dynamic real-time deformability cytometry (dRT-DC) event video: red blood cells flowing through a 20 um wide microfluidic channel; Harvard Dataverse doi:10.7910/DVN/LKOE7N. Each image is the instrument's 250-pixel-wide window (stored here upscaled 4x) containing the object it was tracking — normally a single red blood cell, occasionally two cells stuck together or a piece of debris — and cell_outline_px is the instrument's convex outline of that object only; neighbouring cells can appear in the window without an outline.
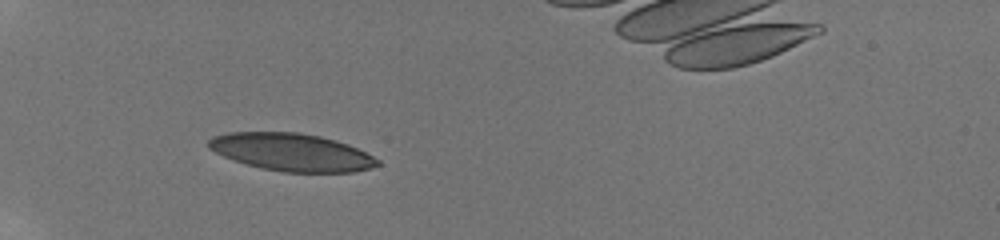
{"species": "human", "species_latin": "Homo sapiens", "temperature_condition": "room temperature", "stored_images_in_passage": 8, "camera_frame_rate_fps": 3000, "um_per_image_px": 0.085, "donor": {"sex": "male"}, "frame": {"image": 1, "passage_image": 3, "time_ms": 0.667, "image_size_px": [1000, 240], "cell_outline_px": [[380, 164], [368, 168], [352, 172], [284, 172], [260, 168], [232, 160], [208, 148], [208, 140], [212, 136], [228, 132], [296, 132], [320, 136], [336, 140], [348, 144], [380, 160]], "centroid_in_image_um": [24.75, 12.93], "position_along_channel_um": 60.3, "area_um2": 36.93}}
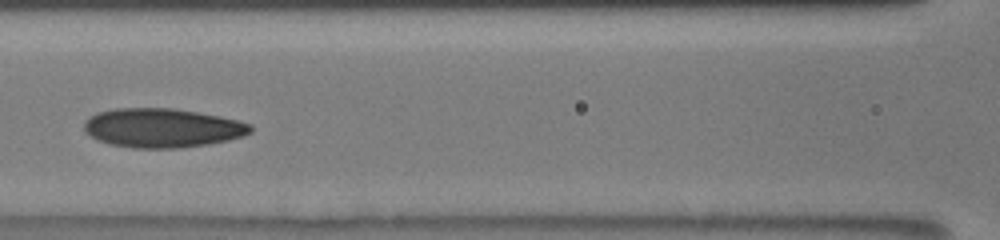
{"frame": {"image": 2, "passage_image": 7, "time_ms": 2.0, "image_size_px": [1000, 240], "cell_outline_px": [[252, 132], [244, 136], [228, 140], [208, 144], [180, 148], [132, 148], [112, 144], [96, 140], [84, 132], [84, 120], [96, 112], [112, 108], [176, 108], [220, 116], [252, 124]], "centroid_in_image_um": [13.77, 10.87], "position_along_channel_um": 152.8, "area_um2": 38.32}}